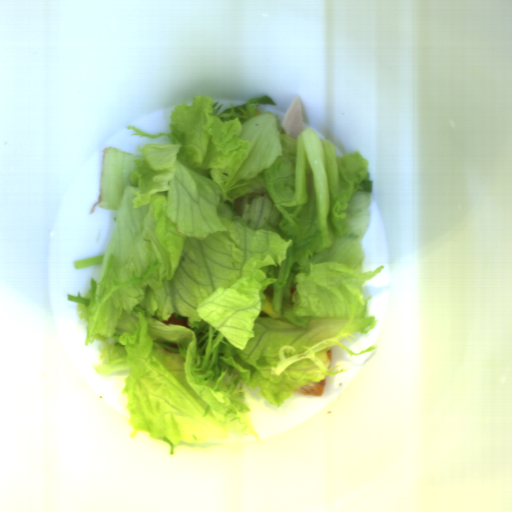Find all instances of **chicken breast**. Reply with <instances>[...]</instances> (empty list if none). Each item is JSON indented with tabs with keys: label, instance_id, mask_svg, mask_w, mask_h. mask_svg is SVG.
Here are the masks:
<instances>
[{
	"label": "chicken breast",
	"instance_id": "obj_1",
	"mask_svg": "<svg viewBox=\"0 0 512 512\" xmlns=\"http://www.w3.org/2000/svg\"><path fill=\"white\" fill-rule=\"evenodd\" d=\"M281 127L286 136L293 140H297L298 136L305 130L302 102L299 95L292 100L283 118Z\"/></svg>",
	"mask_w": 512,
	"mask_h": 512
},
{
	"label": "chicken breast",
	"instance_id": "obj_3",
	"mask_svg": "<svg viewBox=\"0 0 512 512\" xmlns=\"http://www.w3.org/2000/svg\"><path fill=\"white\" fill-rule=\"evenodd\" d=\"M326 354L328 357V361L332 362V349L330 348L329 350H327Z\"/></svg>",
	"mask_w": 512,
	"mask_h": 512
},
{
	"label": "chicken breast",
	"instance_id": "obj_2",
	"mask_svg": "<svg viewBox=\"0 0 512 512\" xmlns=\"http://www.w3.org/2000/svg\"><path fill=\"white\" fill-rule=\"evenodd\" d=\"M326 389V378L324 380H321L320 382H310L300 388H297L294 390V393H299L302 395H314V396H321L323 395L324 391Z\"/></svg>",
	"mask_w": 512,
	"mask_h": 512
}]
</instances>
